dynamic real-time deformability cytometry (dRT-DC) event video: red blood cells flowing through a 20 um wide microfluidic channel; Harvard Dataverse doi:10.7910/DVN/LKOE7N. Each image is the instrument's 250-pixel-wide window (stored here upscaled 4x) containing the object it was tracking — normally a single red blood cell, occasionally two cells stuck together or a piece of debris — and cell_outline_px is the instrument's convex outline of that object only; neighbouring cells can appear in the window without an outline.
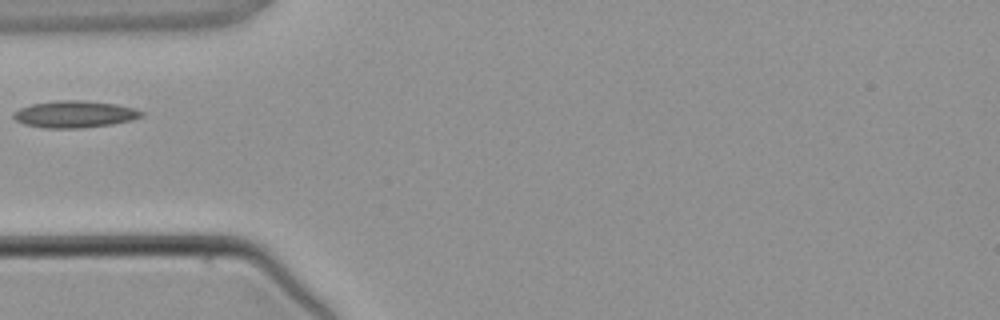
{"species": "common noctule bat (a hibernating species)", "species_latin": "Nyctalus noctula", "temperature_condition": "warm", "stored_images_in_passage": 1, "camera_frame_rate_fps": 3000, "um_per_image_px": 0.085, "animal": {"sex": "male", "body_mass_g": 21.5, "forearm_length_mm": 52.0}, "frame": {"image": 1, "passage_image": 1, "time_ms": 0.0, "image_size_px": [1000, 320], "cell_outline_px": [[144, 116], [132, 120], [112, 124], [84, 128], [44, 128], [24, 124], [16, 120], [12, 116], [12, 112], [20, 108], [32, 104], [56, 100], [84, 100], [116, 104], [136, 108], [144, 112]], "centroid_in_image_um": [6.36, 9.7], "position_along_channel_um": 78.6, "area_um2": 20.29}}